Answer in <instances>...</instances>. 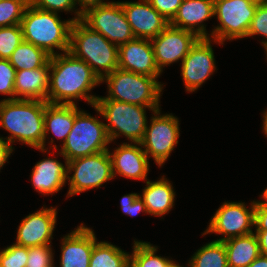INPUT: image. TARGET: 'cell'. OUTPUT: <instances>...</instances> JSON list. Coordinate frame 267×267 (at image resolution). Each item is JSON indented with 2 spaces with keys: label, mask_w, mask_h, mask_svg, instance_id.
Wrapping results in <instances>:
<instances>
[{
  "label": "cell",
  "mask_w": 267,
  "mask_h": 267,
  "mask_svg": "<svg viewBox=\"0 0 267 267\" xmlns=\"http://www.w3.org/2000/svg\"><path fill=\"white\" fill-rule=\"evenodd\" d=\"M263 126H262V130H263V133L266 135V138H267V110H265L263 112Z\"/></svg>",
  "instance_id": "cell-45"
},
{
  "label": "cell",
  "mask_w": 267,
  "mask_h": 267,
  "mask_svg": "<svg viewBox=\"0 0 267 267\" xmlns=\"http://www.w3.org/2000/svg\"><path fill=\"white\" fill-rule=\"evenodd\" d=\"M57 213L56 207L44 206L26 216L18 226L15 244L25 247L51 244Z\"/></svg>",
  "instance_id": "cell-15"
},
{
  "label": "cell",
  "mask_w": 267,
  "mask_h": 267,
  "mask_svg": "<svg viewBox=\"0 0 267 267\" xmlns=\"http://www.w3.org/2000/svg\"><path fill=\"white\" fill-rule=\"evenodd\" d=\"M253 1L257 3H267V0H253Z\"/></svg>",
  "instance_id": "cell-47"
},
{
  "label": "cell",
  "mask_w": 267,
  "mask_h": 267,
  "mask_svg": "<svg viewBox=\"0 0 267 267\" xmlns=\"http://www.w3.org/2000/svg\"><path fill=\"white\" fill-rule=\"evenodd\" d=\"M259 241L260 252L262 255H267V230H255Z\"/></svg>",
  "instance_id": "cell-42"
},
{
  "label": "cell",
  "mask_w": 267,
  "mask_h": 267,
  "mask_svg": "<svg viewBox=\"0 0 267 267\" xmlns=\"http://www.w3.org/2000/svg\"><path fill=\"white\" fill-rule=\"evenodd\" d=\"M258 4L253 0H214V16L219 24L209 38L223 45L226 40L247 37Z\"/></svg>",
  "instance_id": "cell-8"
},
{
  "label": "cell",
  "mask_w": 267,
  "mask_h": 267,
  "mask_svg": "<svg viewBox=\"0 0 267 267\" xmlns=\"http://www.w3.org/2000/svg\"><path fill=\"white\" fill-rule=\"evenodd\" d=\"M187 263L188 267H228L224 242L213 240L201 246Z\"/></svg>",
  "instance_id": "cell-28"
},
{
  "label": "cell",
  "mask_w": 267,
  "mask_h": 267,
  "mask_svg": "<svg viewBox=\"0 0 267 267\" xmlns=\"http://www.w3.org/2000/svg\"><path fill=\"white\" fill-rule=\"evenodd\" d=\"M130 254L107 241L96 242L90 257L89 267H125Z\"/></svg>",
  "instance_id": "cell-27"
},
{
  "label": "cell",
  "mask_w": 267,
  "mask_h": 267,
  "mask_svg": "<svg viewBox=\"0 0 267 267\" xmlns=\"http://www.w3.org/2000/svg\"><path fill=\"white\" fill-rule=\"evenodd\" d=\"M15 73L16 70L8 59H0V94L10 95L5 100H15Z\"/></svg>",
  "instance_id": "cell-36"
},
{
  "label": "cell",
  "mask_w": 267,
  "mask_h": 267,
  "mask_svg": "<svg viewBox=\"0 0 267 267\" xmlns=\"http://www.w3.org/2000/svg\"><path fill=\"white\" fill-rule=\"evenodd\" d=\"M51 244L28 247L26 267H55Z\"/></svg>",
  "instance_id": "cell-33"
},
{
  "label": "cell",
  "mask_w": 267,
  "mask_h": 267,
  "mask_svg": "<svg viewBox=\"0 0 267 267\" xmlns=\"http://www.w3.org/2000/svg\"><path fill=\"white\" fill-rule=\"evenodd\" d=\"M104 0H74L75 6L79 4L80 8H77L81 14H83L87 9L105 4ZM78 3V4H77Z\"/></svg>",
  "instance_id": "cell-41"
},
{
  "label": "cell",
  "mask_w": 267,
  "mask_h": 267,
  "mask_svg": "<svg viewBox=\"0 0 267 267\" xmlns=\"http://www.w3.org/2000/svg\"><path fill=\"white\" fill-rule=\"evenodd\" d=\"M120 205L122 212L132 217L138 215L140 212L148 214L143 199L140 197V194L137 193L124 195L121 198Z\"/></svg>",
  "instance_id": "cell-37"
},
{
  "label": "cell",
  "mask_w": 267,
  "mask_h": 267,
  "mask_svg": "<svg viewBox=\"0 0 267 267\" xmlns=\"http://www.w3.org/2000/svg\"><path fill=\"white\" fill-rule=\"evenodd\" d=\"M28 5L26 0H0V27L20 24Z\"/></svg>",
  "instance_id": "cell-30"
},
{
  "label": "cell",
  "mask_w": 267,
  "mask_h": 267,
  "mask_svg": "<svg viewBox=\"0 0 267 267\" xmlns=\"http://www.w3.org/2000/svg\"><path fill=\"white\" fill-rule=\"evenodd\" d=\"M120 3L135 38L152 39L170 24L148 0Z\"/></svg>",
  "instance_id": "cell-16"
},
{
  "label": "cell",
  "mask_w": 267,
  "mask_h": 267,
  "mask_svg": "<svg viewBox=\"0 0 267 267\" xmlns=\"http://www.w3.org/2000/svg\"><path fill=\"white\" fill-rule=\"evenodd\" d=\"M69 52L85 61L100 80L118 68V46L81 20L72 23Z\"/></svg>",
  "instance_id": "cell-4"
},
{
  "label": "cell",
  "mask_w": 267,
  "mask_h": 267,
  "mask_svg": "<svg viewBox=\"0 0 267 267\" xmlns=\"http://www.w3.org/2000/svg\"><path fill=\"white\" fill-rule=\"evenodd\" d=\"M125 267H137L131 260L126 264Z\"/></svg>",
  "instance_id": "cell-46"
},
{
  "label": "cell",
  "mask_w": 267,
  "mask_h": 267,
  "mask_svg": "<svg viewBox=\"0 0 267 267\" xmlns=\"http://www.w3.org/2000/svg\"><path fill=\"white\" fill-rule=\"evenodd\" d=\"M248 267H267V255L260 254Z\"/></svg>",
  "instance_id": "cell-43"
},
{
  "label": "cell",
  "mask_w": 267,
  "mask_h": 267,
  "mask_svg": "<svg viewBox=\"0 0 267 267\" xmlns=\"http://www.w3.org/2000/svg\"><path fill=\"white\" fill-rule=\"evenodd\" d=\"M263 191L264 192H262V194L260 195V198L262 197L263 200H259V201L257 200V202L260 205L267 206V188Z\"/></svg>",
  "instance_id": "cell-44"
},
{
  "label": "cell",
  "mask_w": 267,
  "mask_h": 267,
  "mask_svg": "<svg viewBox=\"0 0 267 267\" xmlns=\"http://www.w3.org/2000/svg\"><path fill=\"white\" fill-rule=\"evenodd\" d=\"M210 38H200L181 62V75L186 91L195 92L216 72V62Z\"/></svg>",
  "instance_id": "cell-14"
},
{
  "label": "cell",
  "mask_w": 267,
  "mask_h": 267,
  "mask_svg": "<svg viewBox=\"0 0 267 267\" xmlns=\"http://www.w3.org/2000/svg\"><path fill=\"white\" fill-rule=\"evenodd\" d=\"M110 143L104 122L78 109L76 105L74 125L65 142L62 143L59 154L67 161H71L109 150L107 145Z\"/></svg>",
  "instance_id": "cell-7"
},
{
  "label": "cell",
  "mask_w": 267,
  "mask_h": 267,
  "mask_svg": "<svg viewBox=\"0 0 267 267\" xmlns=\"http://www.w3.org/2000/svg\"><path fill=\"white\" fill-rule=\"evenodd\" d=\"M22 41L23 34L20 24L0 27V59H9Z\"/></svg>",
  "instance_id": "cell-31"
},
{
  "label": "cell",
  "mask_w": 267,
  "mask_h": 267,
  "mask_svg": "<svg viewBox=\"0 0 267 267\" xmlns=\"http://www.w3.org/2000/svg\"><path fill=\"white\" fill-rule=\"evenodd\" d=\"M200 38L193 32L179 29L170 24L156 37L150 39L155 62L163 72L165 66L183 61L184 57Z\"/></svg>",
  "instance_id": "cell-13"
},
{
  "label": "cell",
  "mask_w": 267,
  "mask_h": 267,
  "mask_svg": "<svg viewBox=\"0 0 267 267\" xmlns=\"http://www.w3.org/2000/svg\"><path fill=\"white\" fill-rule=\"evenodd\" d=\"M255 200L251 201L250 207L244 202H224L211 217L208 228L203 235L216 233L223 235L216 241L244 236L253 233Z\"/></svg>",
  "instance_id": "cell-12"
},
{
  "label": "cell",
  "mask_w": 267,
  "mask_h": 267,
  "mask_svg": "<svg viewBox=\"0 0 267 267\" xmlns=\"http://www.w3.org/2000/svg\"><path fill=\"white\" fill-rule=\"evenodd\" d=\"M49 65L47 103L75 105V100L85 99L91 106L95 105L98 96L89 92L101 80L85 61L70 52H60L50 57Z\"/></svg>",
  "instance_id": "cell-1"
},
{
  "label": "cell",
  "mask_w": 267,
  "mask_h": 267,
  "mask_svg": "<svg viewBox=\"0 0 267 267\" xmlns=\"http://www.w3.org/2000/svg\"><path fill=\"white\" fill-rule=\"evenodd\" d=\"M47 102L40 100L0 101V128L10 136L1 137L13 147L15 140L32 148L43 149L44 114Z\"/></svg>",
  "instance_id": "cell-2"
},
{
  "label": "cell",
  "mask_w": 267,
  "mask_h": 267,
  "mask_svg": "<svg viewBox=\"0 0 267 267\" xmlns=\"http://www.w3.org/2000/svg\"><path fill=\"white\" fill-rule=\"evenodd\" d=\"M118 68L141 75L160 77L150 39L134 38L118 46Z\"/></svg>",
  "instance_id": "cell-17"
},
{
  "label": "cell",
  "mask_w": 267,
  "mask_h": 267,
  "mask_svg": "<svg viewBox=\"0 0 267 267\" xmlns=\"http://www.w3.org/2000/svg\"><path fill=\"white\" fill-rule=\"evenodd\" d=\"M81 21L117 46L135 38L119 1L87 9Z\"/></svg>",
  "instance_id": "cell-11"
},
{
  "label": "cell",
  "mask_w": 267,
  "mask_h": 267,
  "mask_svg": "<svg viewBox=\"0 0 267 267\" xmlns=\"http://www.w3.org/2000/svg\"><path fill=\"white\" fill-rule=\"evenodd\" d=\"M166 176H161L160 180H147L146 187H144L142 195L146 205L147 212L153 216H164L171 211L175 202V191L173 186Z\"/></svg>",
  "instance_id": "cell-24"
},
{
  "label": "cell",
  "mask_w": 267,
  "mask_h": 267,
  "mask_svg": "<svg viewBox=\"0 0 267 267\" xmlns=\"http://www.w3.org/2000/svg\"><path fill=\"white\" fill-rule=\"evenodd\" d=\"M179 119L172 113L162 114L161 110L153 112L150 125L147 124L145 135L140 142L148 158L154 159L162 167L167 161L180 137Z\"/></svg>",
  "instance_id": "cell-10"
},
{
  "label": "cell",
  "mask_w": 267,
  "mask_h": 267,
  "mask_svg": "<svg viewBox=\"0 0 267 267\" xmlns=\"http://www.w3.org/2000/svg\"><path fill=\"white\" fill-rule=\"evenodd\" d=\"M157 78L117 68L101 80V83H107L108 94L106 97L98 96L97 100H115L160 109L164 86Z\"/></svg>",
  "instance_id": "cell-5"
},
{
  "label": "cell",
  "mask_w": 267,
  "mask_h": 267,
  "mask_svg": "<svg viewBox=\"0 0 267 267\" xmlns=\"http://www.w3.org/2000/svg\"><path fill=\"white\" fill-rule=\"evenodd\" d=\"M212 17L214 0H183L170 25L193 32L199 38H209L204 21Z\"/></svg>",
  "instance_id": "cell-20"
},
{
  "label": "cell",
  "mask_w": 267,
  "mask_h": 267,
  "mask_svg": "<svg viewBox=\"0 0 267 267\" xmlns=\"http://www.w3.org/2000/svg\"><path fill=\"white\" fill-rule=\"evenodd\" d=\"M14 151V147L8 144L3 139H0V170L8 163V158L10 157L11 153Z\"/></svg>",
  "instance_id": "cell-40"
},
{
  "label": "cell",
  "mask_w": 267,
  "mask_h": 267,
  "mask_svg": "<svg viewBox=\"0 0 267 267\" xmlns=\"http://www.w3.org/2000/svg\"><path fill=\"white\" fill-rule=\"evenodd\" d=\"M30 4L39 9L54 13H60L62 11L67 13L74 12L76 17L71 18L73 22L81 20L82 17L80 11L76 9L74 0H31Z\"/></svg>",
  "instance_id": "cell-35"
},
{
  "label": "cell",
  "mask_w": 267,
  "mask_h": 267,
  "mask_svg": "<svg viewBox=\"0 0 267 267\" xmlns=\"http://www.w3.org/2000/svg\"><path fill=\"white\" fill-rule=\"evenodd\" d=\"M68 161L65 165L55 158H45L35 164L31 173V182L36 191L42 195L59 192L67 183Z\"/></svg>",
  "instance_id": "cell-21"
},
{
  "label": "cell",
  "mask_w": 267,
  "mask_h": 267,
  "mask_svg": "<svg viewBox=\"0 0 267 267\" xmlns=\"http://www.w3.org/2000/svg\"><path fill=\"white\" fill-rule=\"evenodd\" d=\"M153 8H155L167 20L171 21L176 15L183 0H148Z\"/></svg>",
  "instance_id": "cell-38"
},
{
  "label": "cell",
  "mask_w": 267,
  "mask_h": 267,
  "mask_svg": "<svg viewBox=\"0 0 267 267\" xmlns=\"http://www.w3.org/2000/svg\"><path fill=\"white\" fill-rule=\"evenodd\" d=\"M108 151L114 178L119 175L132 180H148L149 158L141 143H122L119 147H115L113 152Z\"/></svg>",
  "instance_id": "cell-19"
},
{
  "label": "cell",
  "mask_w": 267,
  "mask_h": 267,
  "mask_svg": "<svg viewBox=\"0 0 267 267\" xmlns=\"http://www.w3.org/2000/svg\"><path fill=\"white\" fill-rule=\"evenodd\" d=\"M224 242L228 267H248L260 254L256 233L233 237Z\"/></svg>",
  "instance_id": "cell-25"
},
{
  "label": "cell",
  "mask_w": 267,
  "mask_h": 267,
  "mask_svg": "<svg viewBox=\"0 0 267 267\" xmlns=\"http://www.w3.org/2000/svg\"><path fill=\"white\" fill-rule=\"evenodd\" d=\"M132 249L130 260L137 267H175L177 264L174 260L156 255L158 248L150 242L134 239Z\"/></svg>",
  "instance_id": "cell-29"
},
{
  "label": "cell",
  "mask_w": 267,
  "mask_h": 267,
  "mask_svg": "<svg viewBox=\"0 0 267 267\" xmlns=\"http://www.w3.org/2000/svg\"><path fill=\"white\" fill-rule=\"evenodd\" d=\"M60 18L58 13L39 9L29 3L20 22L23 41L45 50L50 56L60 51L69 52L73 21H62Z\"/></svg>",
  "instance_id": "cell-3"
},
{
  "label": "cell",
  "mask_w": 267,
  "mask_h": 267,
  "mask_svg": "<svg viewBox=\"0 0 267 267\" xmlns=\"http://www.w3.org/2000/svg\"><path fill=\"white\" fill-rule=\"evenodd\" d=\"M49 70L50 67L17 70L14 82L15 99L47 102Z\"/></svg>",
  "instance_id": "cell-22"
},
{
  "label": "cell",
  "mask_w": 267,
  "mask_h": 267,
  "mask_svg": "<svg viewBox=\"0 0 267 267\" xmlns=\"http://www.w3.org/2000/svg\"><path fill=\"white\" fill-rule=\"evenodd\" d=\"M28 247L15 243L0 250V267H26Z\"/></svg>",
  "instance_id": "cell-32"
},
{
  "label": "cell",
  "mask_w": 267,
  "mask_h": 267,
  "mask_svg": "<svg viewBox=\"0 0 267 267\" xmlns=\"http://www.w3.org/2000/svg\"><path fill=\"white\" fill-rule=\"evenodd\" d=\"M255 230H267V206L260 205L255 201L254 211Z\"/></svg>",
  "instance_id": "cell-39"
},
{
  "label": "cell",
  "mask_w": 267,
  "mask_h": 267,
  "mask_svg": "<svg viewBox=\"0 0 267 267\" xmlns=\"http://www.w3.org/2000/svg\"><path fill=\"white\" fill-rule=\"evenodd\" d=\"M175 267H184V266H181L180 264H176ZM186 267V266H185Z\"/></svg>",
  "instance_id": "cell-48"
},
{
  "label": "cell",
  "mask_w": 267,
  "mask_h": 267,
  "mask_svg": "<svg viewBox=\"0 0 267 267\" xmlns=\"http://www.w3.org/2000/svg\"><path fill=\"white\" fill-rule=\"evenodd\" d=\"M50 57L45 50L26 41H22L8 60L16 71L32 70L40 67H50Z\"/></svg>",
  "instance_id": "cell-26"
},
{
  "label": "cell",
  "mask_w": 267,
  "mask_h": 267,
  "mask_svg": "<svg viewBox=\"0 0 267 267\" xmlns=\"http://www.w3.org/2000/svg\"><path fill=\"white\" fill-rule=\"evenodd\" d=\"M61 239L60 267H89L93 246L97 242L92 228L81 223Z\"/></svg>",
  "instance_id": "cell-18"
},
{
  "label": "cell",
  "mask_w": 267,
  "mask_h": 267,
  "mask_svg": "<svg viewBox=\"0 0 267 267\" xmlns=\"http://www.w3.org/2000/svg\"><path fill=\"white\" fill-rule=\"evenodd\" d=\"M256 35L264 36L262 45L265 49L267 57V3H259L255 10L253 19L251 20L250 27L248 29L247 37H253Z\"/></svg>",
  "instance_id": "cell-34"
},
{
  "label": "cell",
  "mask_w": 267,
  "mask_h": 267,
  "mask_svg": "<svg viewBox=\"0 0 267 267\" xmlns=\"http://www.w3.org/2000/svg\"><path fill=\"white\" fill-rule=\"evenodd\" d=\"M92 107L108 121L104 124L111 142L124 135L131 143H140L144 138L148 123L146 108L152 112L159 110L115 100H96Z\"/></svg>",
  "instance_id": "cell-6"
},
{
  "label": "cell",
  "mask_w": 267,
  "mask_h": 267,
  "mask_svg": "<svg viewBox=\"0 0 267 267\" xmlns=\"http://www.w3.org/2000/svg\"><path fill=\"white\" fill-rule=\"evenodd\" d=\"M67 165L68 198L93 188H100L107 181L114 179L108 150L73 159L68 161Z\"/></svg>",
  "instance_id": "cell-9"
},
{
  "label": "cell",
  "mask_w": 267,
  "mask_h": 267,
  "mask_svg": "<svg viewBox=\"0 0 267 267\" xmlns=\"http://www.w3.org/2000/svg\"><path fill=\"white\" fill-rule=\"evenodd\" d=\"M75 117L76 104L64 105L47 103L44 114V144L43 149L39 148V151L43 153L50 151L48 147H45L47 136L50 132L64 143L74 125Z\"/></svg>",
  "instance_id": "cell-23"
}]
</instances>
